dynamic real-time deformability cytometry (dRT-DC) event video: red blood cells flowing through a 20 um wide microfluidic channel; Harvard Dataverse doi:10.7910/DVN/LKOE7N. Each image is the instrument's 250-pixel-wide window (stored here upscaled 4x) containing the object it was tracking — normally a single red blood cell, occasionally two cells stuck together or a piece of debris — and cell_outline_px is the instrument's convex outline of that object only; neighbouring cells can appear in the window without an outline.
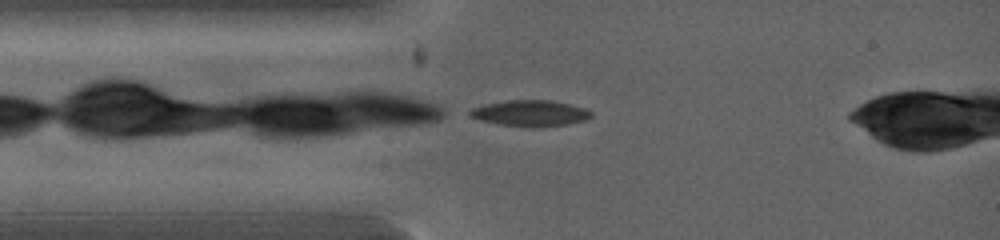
{"species": "common noctule bat (a hibernating species)", "species_latin": "Nyctalus noctula", "temperature_condition": "warm", "stored_images_in_passage": 1, "camera_frame_rate_fps": 5000, "um_per_image_px": 0.085, "animal": {"sex": "female", "body_mass_g": 19.0, "forearm_length_mm": 53.3}, "frame": {"image": 1, "passage_image": 1, "time_ms": 0.0, "image_size_px": [1000, 240], "cell_outline_px": [[592, 116], [584, 120], [568, 124], [532, 128], [528, 128], [500, 124], [480, 120], [468, 116], [468, 112], [472, 108], [484, 104], [504, 100], [552, 100], [584, 108], [592, 112]], "centroid_in_image_um": [45.03, 9.63], "position_along_channel_um": 40.0, "area_um2": 18.55}}